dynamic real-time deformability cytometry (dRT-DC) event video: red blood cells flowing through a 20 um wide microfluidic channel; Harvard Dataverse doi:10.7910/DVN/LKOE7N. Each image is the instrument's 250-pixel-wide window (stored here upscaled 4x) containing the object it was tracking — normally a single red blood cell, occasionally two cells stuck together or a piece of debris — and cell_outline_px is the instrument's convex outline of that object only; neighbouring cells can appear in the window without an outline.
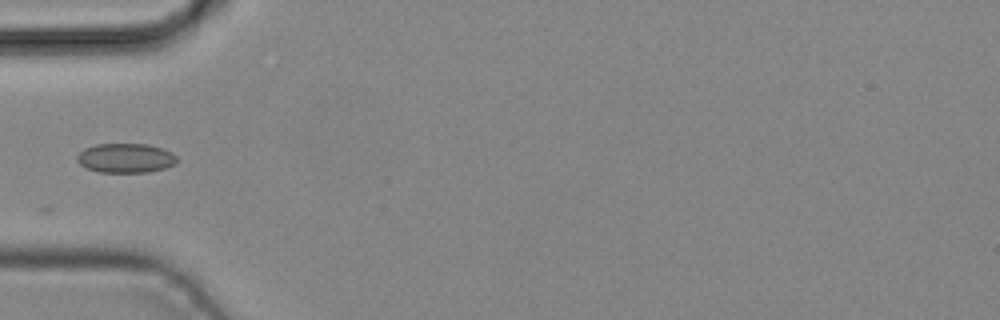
{"species": "common noctule bat (a hibernating species)", "species_latin": "Nyctalus noctula", "temperature_condition": "cold", "stored_images_in_passage": 4, "camera_frame_rate_fps": 3000, "um_per_image_px": 0.085, "animal": {"sex": "male", "body_mass_g": 19.2, "forearm_length_mm": 51.8}, "frame": {"image": 1, "passage_image": 3, "time_ms": 0.667, "image_size_px": [1000, 320], "cell_outline_px": [[176, 164], [164, 168], [148, 172], [100, 172], [88, 168], [80, 164], [76, 160], [76, 156], [84, 148], [96, 144], [148, 144], [172, 152], [176, 156]], "centroid_in_image_um": [10.67, 13.43], "position_along_channel_um": 74.3, "area_um2": 17.05}}
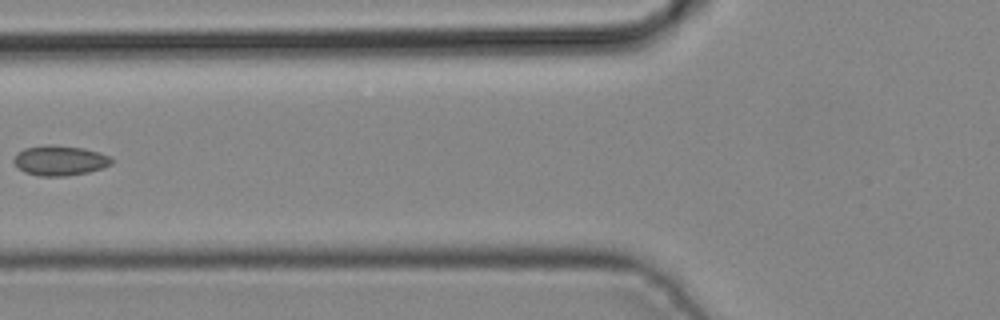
{"frame": {"image": 2, "passage_image": 4, "time_ms": 1.0, "image_size_px": [1000, 320], "cell_outline_px": [[112, 164], [104, 168], [88, 172], [68, 176], [40, 176], [24, 172], [16, 168], [12, 160], [16, 152], [24, 148], [48, 144], [52, 144], [84, 148], [108, 156], [112, 160]], "centroid_in_image_um": [5.02, 13.64], "position_along_channel_um": 120.8, "area_um2": 17.34}}